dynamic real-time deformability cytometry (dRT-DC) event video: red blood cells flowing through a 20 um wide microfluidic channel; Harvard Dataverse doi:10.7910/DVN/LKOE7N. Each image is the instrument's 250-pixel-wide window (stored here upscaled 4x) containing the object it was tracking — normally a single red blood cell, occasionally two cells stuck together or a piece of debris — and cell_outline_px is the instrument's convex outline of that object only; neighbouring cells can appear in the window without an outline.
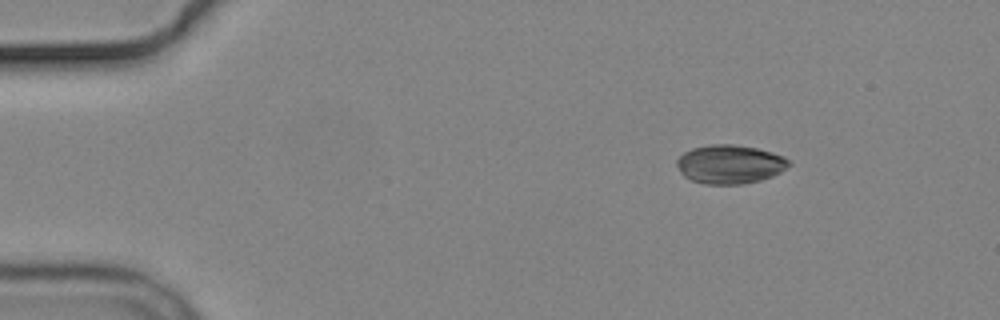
{"species": "common noctule bat (a hibernating species)", "species_latin": "Nyctalus noctula", "temperature_condition": "cold", "stored_images_in_passage": 5, "camera_frame_rate_fps": 3000, "um_per_image_px": 0.085, "animal": {"sex": "male", "body_mass_g": 19.2, "forearm_length_mm": 51.8}, "frame": {"image": 1, "passage_image": 1, "time_ms": 0.0, "image_size_px": [1000, 320], "cell_outline_px": [[792, 164], [780, 172], [772, 176], [760, 180], [744, 184], [704, 184], [692, 180], [684, 176], [680, 172], [676, 164], [676, 160], [684, 152], [692, 148], [712, 144], [732, 144], [756, 148], [772, 152], [784, 156]], "centroid_in_image_um": [62.03, 13.96], "position_along_channel_um": 23.0, "area_um2": 25.37}}
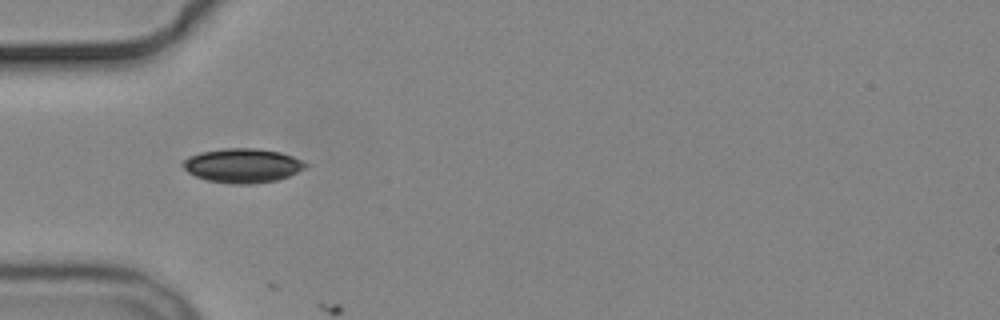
{"frame": {"image": 2, "passage_image": 4, "time_ms": 3.333, "image_size_px": [1000, 320], "cell_outline_px": [[308, 164], [304, 168], [288, 176], [276, 180], [252, 184], [232, 184], [208, 180], [196, 176], [188, 172], [180, 164], [188, 156], [200, 152], [224, 148], [256, 148], [280, 152], [292, 156]], "centroid_in_image_um": [20.58, 14.06], "position_along_channel_um": 64.4, "area_um2": 24.33}}